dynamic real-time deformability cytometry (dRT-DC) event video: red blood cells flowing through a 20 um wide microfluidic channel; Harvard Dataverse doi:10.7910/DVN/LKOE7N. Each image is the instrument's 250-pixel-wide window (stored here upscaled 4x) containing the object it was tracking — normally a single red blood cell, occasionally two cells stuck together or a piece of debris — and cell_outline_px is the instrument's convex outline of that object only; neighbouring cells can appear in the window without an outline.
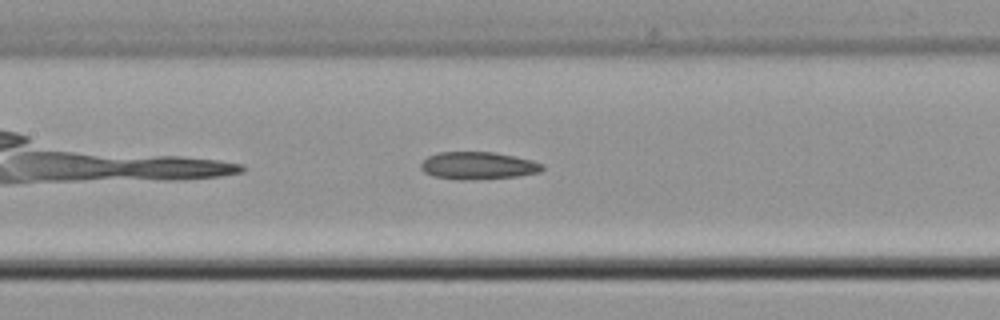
{"species": "common noctule bat (a hibernating species)", "species_latin": "Nyctalus noctula", "temperature_condition": "cold", "stored_images_in_passage": 5, "camera_frame_rate_fps": 3000, "um_per_image_px": 0.085, "animal": {"sex": "male", "body_mass_g": 21.5, "forearm_length_mm": 52.0}, "frame": {"image": 1, "passage_image": 5, "time_ms": 1.333, "image_size_px": [1000, 320], "cell_outline_px": [[544, 168], [540, 172], [520, 176], [472, 180], [460, 180], [432, 176], [424, 172], [420, 168], [420, 164], [428, 156], [440, 152], [496, 152], [532, 160], [544, 164]], "centroid_in_image_um": [40.65, 14.08], "position_along_channel_um": 166.8, "area_um2": 19.65}}